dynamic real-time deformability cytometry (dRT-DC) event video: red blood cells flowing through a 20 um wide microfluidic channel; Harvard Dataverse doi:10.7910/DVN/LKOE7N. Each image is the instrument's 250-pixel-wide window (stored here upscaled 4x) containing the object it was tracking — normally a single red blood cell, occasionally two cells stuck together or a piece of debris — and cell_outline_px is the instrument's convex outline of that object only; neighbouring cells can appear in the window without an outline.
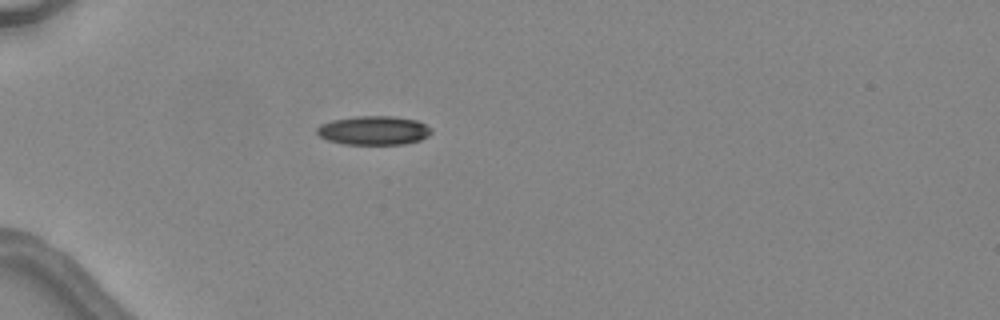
{"species": "common noctule bat (a hibernating species)", "species_latin": "Nyctalus noctula", "temperature_condition": "warm", "stored_images_in_passage": 2, "camera_frame_rate_fps": 3000, "um_per_image_px": 0.085, "animal": {"sex": "female", "body_mass_g": 24.6, "forearm_length_mm": 56.2}, "frame": {"image": 1, "passage_image": 1, "time_ms": 0.0, "image_size_px": [1000, 320], "cell_outline_px": [[432, 132], [428, 136], [420, 140], [404, 144], [344, 144], [328, 140], [320, 136], [316, 132], [316, 128], [320, 124], [332, 120], [356, 116], [392, 116], [416, 120], [432, 128]], "centroid_in_image_um": [31.76, 11.08], "position_along_channel_um": 53.2, "area_um2": 19.31}}